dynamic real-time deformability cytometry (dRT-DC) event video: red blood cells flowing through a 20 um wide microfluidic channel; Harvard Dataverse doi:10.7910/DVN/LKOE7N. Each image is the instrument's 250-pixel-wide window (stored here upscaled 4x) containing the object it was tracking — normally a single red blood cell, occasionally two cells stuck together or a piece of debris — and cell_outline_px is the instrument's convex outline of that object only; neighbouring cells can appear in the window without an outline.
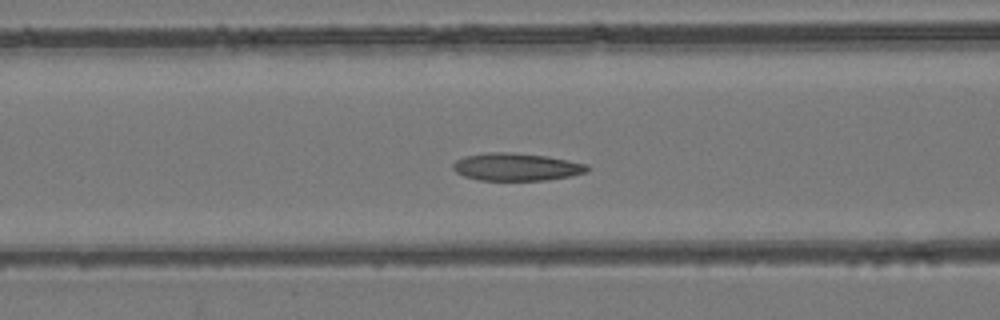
{"species": "common noctule bat (a hibernating species)", "species_latin": "Nyctalus noctula", "temperature_condition": "room temperature", "stored_images_in_passage": 52, "camera_frame_rate_fps": 3000, "um_per_image_px": 0.085, "animal": {"sex": "female", "body_mass_g": 24.6, "forearm_length_mm": 56.2}, "frame": {"image": 1, "passage_image": 21, "time_ms": 6.667, "image_size_px": [1000, 320], "cell_outline_px": [[592, 168], [588, 172], [572, 176], [548, 180], [480, 180], [464, 176], [456, 172], [452, 168], [452, 164], [456, 160], [464, 156], [488, 152], [512, 152], [548, 156], [588, 164]], "centroid_in_image_um": [43.94, 14.18], "position_along_channel_um": 122.7, "area_um2": 21.91}}
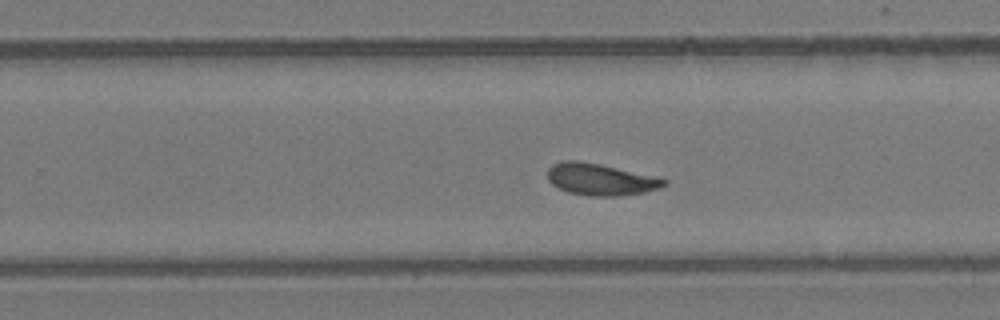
{"frame": {"image": 2, "passage_image": 33, "time_ms": 10.667, "image_size_px": [1000, 320], "cell_outline_px": [[668, 184], [660, 188], [644, 192], [620, 196], [588, 196], [568, 192], [552, 184], [548, 180], [548, 168], [552, 164], [560, 160], [580, 160], [600, 164], [656, 176], [668, 180]], "centroid_in_image_um": [51.05, 15.24], "position_along_channel_um": 278.8, "area_um2": 21.79}}
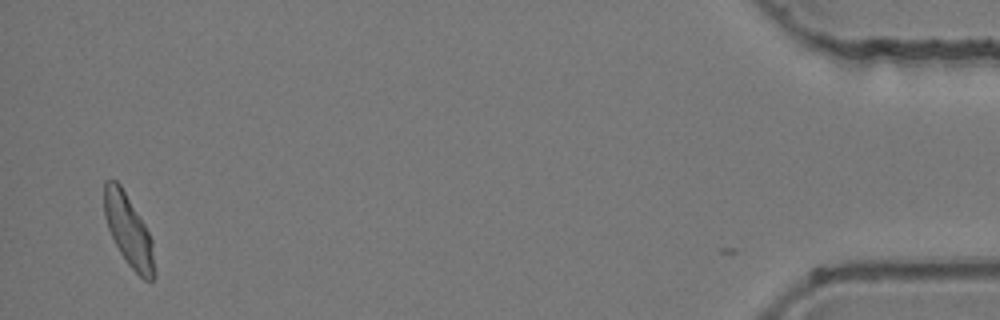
{"frame": {"image": 3, "passage_image": 51, "time_ms": 16.667, "image_size_px": [1000, 320], "cell_outline_px": [[156, 276], [152, 280], [144, 280], [124, 260], [108, 228], [104, 216], [104, 180], [116, 180], [120, 184], [144, 224], [152, 240], [156, 272]], "centroid_in_image_um": [10.94, 19.62], "position_along_channel_um": 424.3, "area_um2": 20.81}, "authors_computed_cell_mechanics": {"area_um2": 21.6461, "velocity_mm_per_s": 3.916, "shape_relaxation_time_tau1_ms": 5.8281, "shape_relaxation_time_tau2_ms": 2.0636, "deformation_change_tau1": 0.1372, "deformation_change_tau2": 0.0703}}